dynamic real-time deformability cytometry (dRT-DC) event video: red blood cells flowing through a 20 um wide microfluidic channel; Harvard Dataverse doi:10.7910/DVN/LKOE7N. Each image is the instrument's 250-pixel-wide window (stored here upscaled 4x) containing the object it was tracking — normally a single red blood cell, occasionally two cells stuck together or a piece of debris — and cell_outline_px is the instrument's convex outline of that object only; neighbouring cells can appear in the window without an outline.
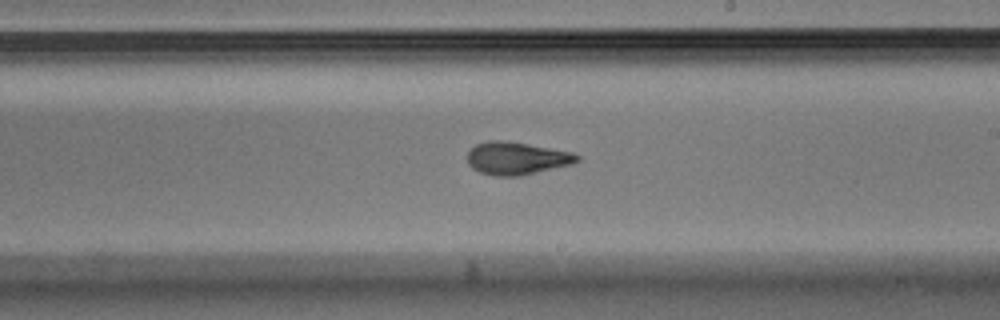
{"species": "Egyptian fruit bat (a non-hibernating species)", "species_latin": "Rousettus aegyptiacus", "temperature_condition": "warm", "stored_images_in_passage": 38, "camera_frame_rate_fps": 3000, "um_per_image_px": 0.085, "animal": {"sex": "male"}, "frame": {"image": 1, "passage_image": 27, "time_ms": 8.667, "image_size_px": [1000, 320], "cell_outline_px": [[580, 160], [572, 164], [520, 176], [492, 176], [480, 172], [472, 168], [468, 164], [468, 152], [476, 144], [492, 140], [500, 140], [528, 144], [572, 152], [580, 156]], "centroid_in_image_um": [43.91, 13.46], "position_along_channel_um": 245.1, "area_um2": 20.81}}